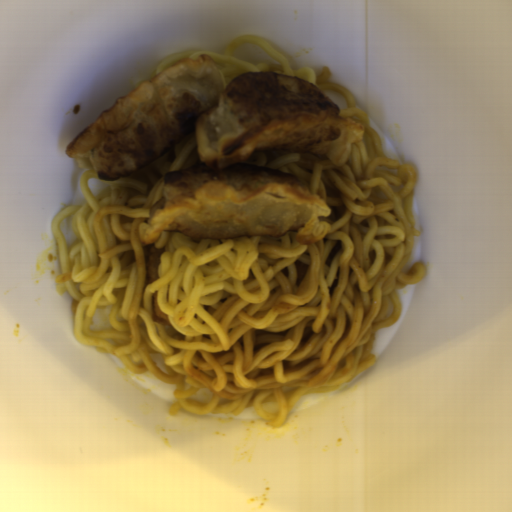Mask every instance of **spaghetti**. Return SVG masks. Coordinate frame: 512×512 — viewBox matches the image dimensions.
I'll use <instances>...</instances> for the list:
<instances>
[{"label":"spaghetti","mask_w":512,"mask_h":512,"mask_svg":"<svg viewBox=\"0 0 512 512\" xmlns=\"http://www.w3.org/2000/svg\"><path fill=\"white\" fill-rule=\"evenodd\" d=\"M279 65L250 63L232 54L243 42ZM207 54L224 88L249 72L286 73L340 95L345 117L365 131L344 166L323 155L274 150L242 164L297 176L330 208L331 231L300 244L282 237L203 238L194 243L164 231L158 278L146 283L138 222L149 220L163 195L166 173L199 164L195 130L130 176L93 194L98 178L88 158L79 177L85 204L60 210L51 222L62 273L55 290L72 297L73 335L98 353L116 356L133 374L148 372L174 386L171 416L232 414L247 408L279 428L298 401L346 385L376 364L375 335L401 314L397 289L426 272L410 270L416 229L417 177L410 163L384 151L369 115L329 67L293 68L266 40L242 35L223 54L188 49L166 56L154 77L184 57ZM172 326L152 318V296Z\"/></svg>","instance_id":"spaghetti-1"},{"label":"spaghetti","mask_w":512,"mask_h":512,"mask_svg":"<svg viewBox=\"0 0 512 512\" xmlns=\"http://www.w3.org/2000/svg\"><path fill=\"white\" fill-rule=\"evenodd\" d=\"M148 79L146 78H137L136 80H134V83H133V90H135L139 85H141L144 81H146Z\"/></svg>","instance_id":"spaghetti-2"}]
</instances>
